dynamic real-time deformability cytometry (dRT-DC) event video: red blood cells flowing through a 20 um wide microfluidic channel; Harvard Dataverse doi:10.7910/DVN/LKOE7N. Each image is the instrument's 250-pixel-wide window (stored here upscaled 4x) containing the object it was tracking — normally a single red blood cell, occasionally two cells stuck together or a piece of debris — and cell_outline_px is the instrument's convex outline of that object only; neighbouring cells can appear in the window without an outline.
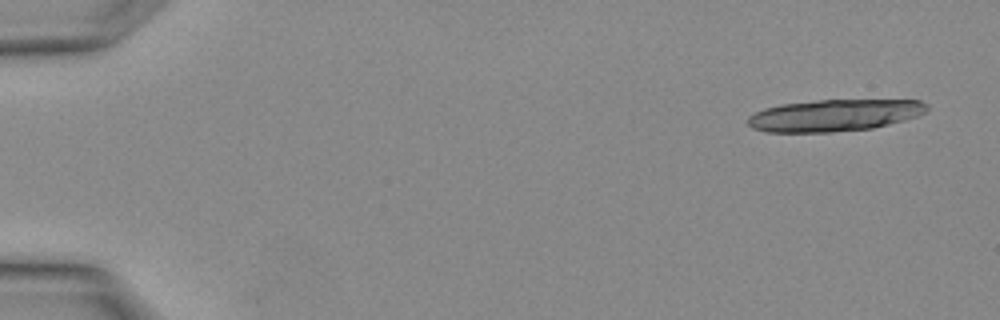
{"species": "Egyptian fruit bat (a non-hibernating species)", "species_latin": "Rousettus aegyptiacus", "temperature_condition": "warm", "stored_images_in_passage": 3, "camera_frame_rate_fps": 3000, "um_per_image_px": 0.085, "animal": {"sex": "female"}, "frame": {"image": 1, "passage_image": 1, "time_ms": 0.0, "image_size_px": [1000, 320], "cell_outline_px": [[928, 108], [924, 112], [916, 116], [904, 120], [872, 128], [828, 132], [764, 132], [752, 128], [748, 124], [748, 116], [764, 108], [780, 104], [816, 100], [920, 100], [928, 104]], "centroid_in_image_um": [70.89, 9.8], "position_along_channel_um": 14.1, "area_um2": 33.18}}